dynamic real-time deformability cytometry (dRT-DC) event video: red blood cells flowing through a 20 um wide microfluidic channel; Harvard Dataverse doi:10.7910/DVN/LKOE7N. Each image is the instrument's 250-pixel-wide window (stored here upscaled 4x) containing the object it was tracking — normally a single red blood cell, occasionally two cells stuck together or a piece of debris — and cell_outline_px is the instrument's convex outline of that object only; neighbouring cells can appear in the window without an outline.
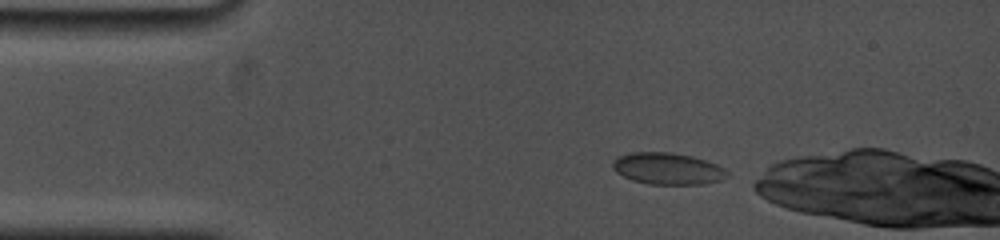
{"species": "common noctule bat (a hibernating species)", "species_latin": "Nyctalus noctula", "temperature_condition": "cold", "stored_images_in_passage": 52, "camera_frame_rate_fps": 5000, "um_per_image_px": 0.085, "animal": {"sex": "female", "body_mass_g": 19.0, "forearm_length_mm": 53.3}, "frame": {"image": 1, "passage_image": 1, "time_ms": 0.0, "image_size_px": [1000, 240], "cell_outline_px": [[732, 176], [720, 180], [704, 184], [648, 184], [632, 180], [616, 172], [612, 168], [612, 160], [620, 156], [632, 152], [672, 152], [692, 156], [716, 164], [724, 168]], "centroid_in_image_um": [56.77, 14.33], "position_along_channel_um": 28.2, "area_um2": 21.27}}
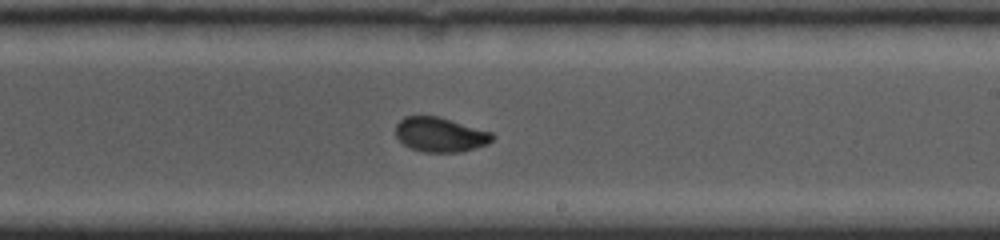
{"frame": {"image": 2, "passage_image": 32, "time_ms": 7.2, "image_size_px": [1000, 240], "cell_outline_px": [[496, 136], [488, 144], [476, 148], [460, 152], [420, 152], [404, 144], [396, 136], [396, 124], [404, 116], [440, 116], [492, 132]], "centroid_in_image_um": [37.44, 11.44], "position_along_channel_um": 251.6, "area_um2": 19.65}}
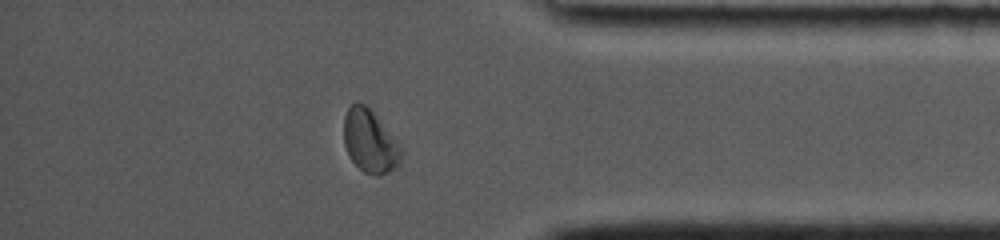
{"frame": {"image": 3, "passage_image": 51, "time_ms": 11.4, "image_size_px": [1000, 240], "cell_outline_px": [[404, 152], [396, 168], [376, 176], [364, 172], [352, 160], [344, 144], [344, 116], [348, 108], [352, 104], [364, 104], [376, 116], [404, 148]], "centroid_in_image_um": [31.47, 12.03], "position_along_channel_um": 403.7, "area_um2": 20.81}}